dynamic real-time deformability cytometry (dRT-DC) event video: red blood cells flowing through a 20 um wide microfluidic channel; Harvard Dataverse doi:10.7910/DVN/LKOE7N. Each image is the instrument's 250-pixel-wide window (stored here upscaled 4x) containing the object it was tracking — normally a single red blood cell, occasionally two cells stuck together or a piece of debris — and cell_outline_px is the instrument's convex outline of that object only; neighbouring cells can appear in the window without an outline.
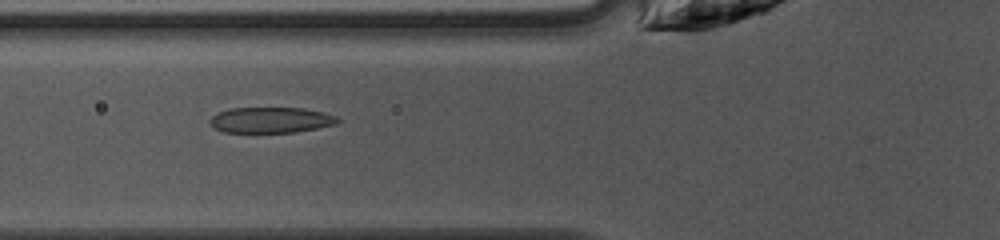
{"species": "common noctule bat (a hibernating species)", "species_latin": "Nyctalus noctula", "temperature_condition": "warm", "stored_images_in_passage": 47, "camera_frame_rate_fps": 3000, "um_per_image_px": 0.085, "animal": {"sex": "female", "body_mass_g": 10.0, "forearm_length_mm": 53.1}, "frame": {"image": 1, "passage_image": 18, "time_ms": 5.667, "image_size_px": [1000, 240], "cell_outline_px": [[340, 120], [336, 124], [296, 132], [224, 132], [212, 128], [208, 120], [212, 116], [220, 112], [232, 108], [304, 108], [324, 112], [336, 116]], "centroid_in_image_um": [23.01, 10.2], "position_along_channel_um": 102.8, "area_um2": 19.13}}
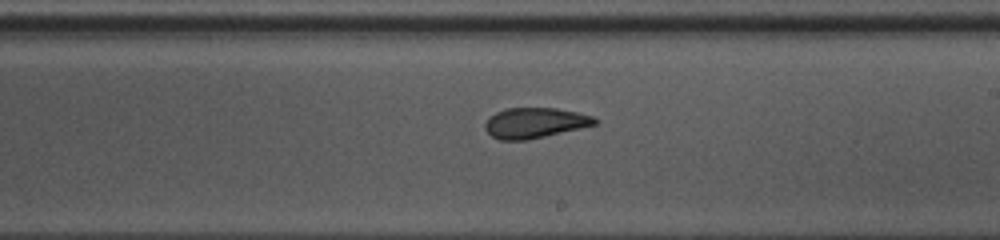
{"frame": {"image": 2, "passage_image": 28, "time_ms": 9.0, "image_size_px": [1000, 240], "cell_outline_px": [[600, 124], [528, 140], [500, 140], [492, 136], [484, 128], [484, 124], [488, 116], [496, 112], [508, 108], [556, 108], [580, 112], [592, 116], [600, 120]], "centroid_in_image_um": [45.5, 10.44], "position_along_channel_um": 243.5, "area_um2": 19.77}}
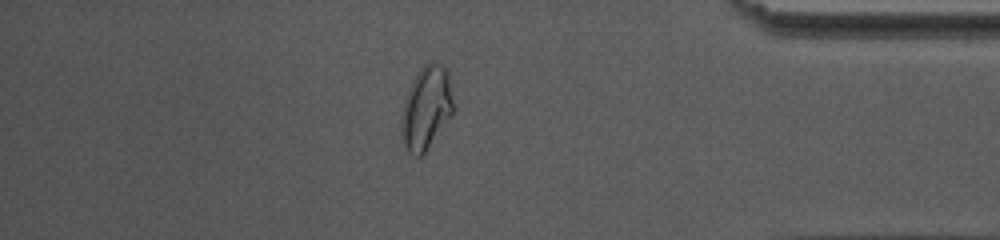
{"frame": {"image": 3, "passage_image": 41, "time_ms": 13.333, "image_size_px": [1000, 240], "cell_outline_px": [[452, 112], [424, 152], [420, 156], [412, 156], [404, 148], [400, 132], [400, 120], [404, 100], [408, 88], [412, 80], [420, 68], [428, 60], [432, 60], [448, 68], [452, 100]], "centroid_in_image_um": [36.17, 9.12], "position_along_channel_um": 399.0, "area_um2": 25.14}, "authors_computed_cell_mechanics": {"area_um2": 20.9814, "velocity_mm_per_s": 4.2016, "shape_relaxation_time_tau1_ms": 6.3437, "shape_relaxation_time_tau2_ms": 0.8654, "deformation_change_tau1": 0.2048, "deformation_change_tau2": 0.0774}}